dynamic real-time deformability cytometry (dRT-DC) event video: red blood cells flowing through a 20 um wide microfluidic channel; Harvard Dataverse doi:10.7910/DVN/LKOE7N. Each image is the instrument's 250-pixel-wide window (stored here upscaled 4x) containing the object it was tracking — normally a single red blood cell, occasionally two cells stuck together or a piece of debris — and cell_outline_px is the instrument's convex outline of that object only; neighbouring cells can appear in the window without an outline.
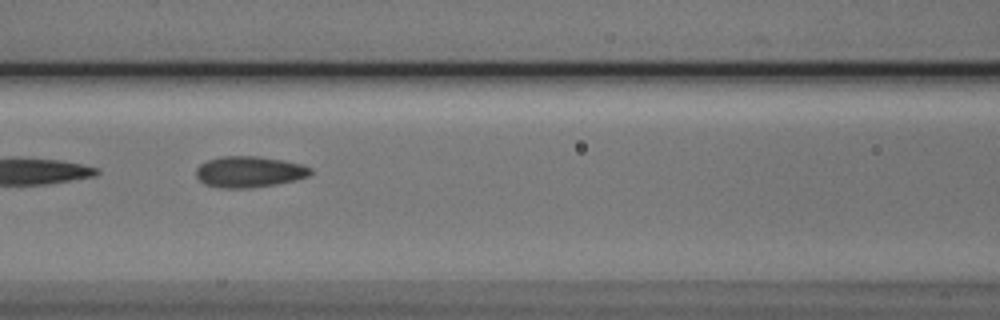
{"species": "Egyptian fruit bat (a non-hibernating species)", "species_latin": "Rousettus aegyptiacus", "temperature_condition": "cold", "stored_images_in_passage": 3, "camera_frame_rate_fps": 3000, "um_per_image_px": 0.085, "animal": {"sex": "male"}, "frame": {"image": 1, "passage_image": 3, "time_ms": 2.333, "image_size_px": [1000, 320], "cell_outline_px": [[312, 172], [308, 176], [296, 180], [276, 184], [252, 188], [220, 188], [204, 184], [196, 176], [196, 168], [200, 164], [208, 160], [220, 156], [256, 156], [280, 160], [300, 164], [312, 168]], "centroid_in_image_um": [21.16, 14.61], "position_along_channel_um": 145.4, "area_um2": 20.75}}